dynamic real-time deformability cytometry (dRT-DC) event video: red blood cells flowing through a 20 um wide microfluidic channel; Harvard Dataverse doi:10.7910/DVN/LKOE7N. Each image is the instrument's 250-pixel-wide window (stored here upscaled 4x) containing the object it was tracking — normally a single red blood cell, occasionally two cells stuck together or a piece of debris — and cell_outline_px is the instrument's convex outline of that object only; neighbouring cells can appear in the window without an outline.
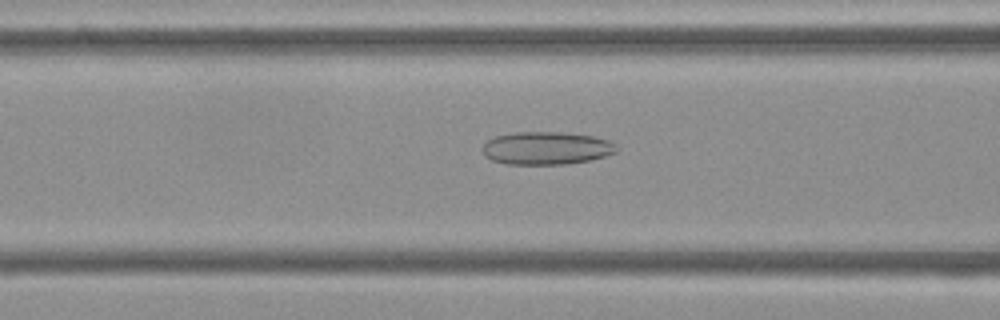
{"species": "Egyptian fruit bat (a non-hibernating species)", "species_latin": "Rousettus aegyptiacus", "temperature_condition": "cold", "stored_images_in_passage": 28, "camera_frame_rate_fps": 3000, "um_per_image_px": 0.085, "frame": {"image": 1, "passage_image": 6, "time_ms": 1.667, "image_size_px": [1000, 320], "cell_outline_px": [[616, 152], [592, 160], [568, 164], [504, 164], [492, 160], [484, 156], [484, 144], [488, 140], [496, 136], [516, 132], [560, 132], [592, 136], [608, 140], [616, 144]], "centroid_in_image_um": [46.45, 12.6], "position_along_channel_um": 120.2, "area_um2": 25.61}}
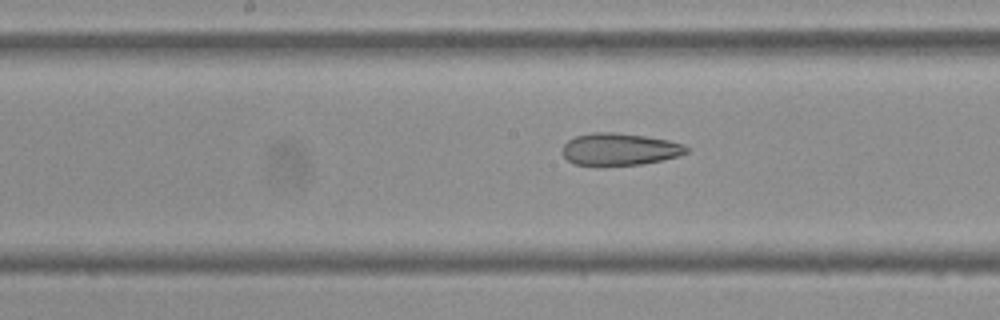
{"frame": {"image": 2, "passage_image": 12, "time_ms": 3.667, "image_size_px": [1000, 320], "cell_outline_px": [[688, 152], [676, 156], [660, 160], [640, 164], [576, 164], [568, 160], [564, 156], [564, 144], [568, 140], [576, 136], [592, 132], [616, 132], [644, 136], [668, 140], [684, 144], [688, 148]], "centroid_in_image_um": [52.68, 12.66], "position_along_channel_um": 195.5, "area_um2": 22.66}}
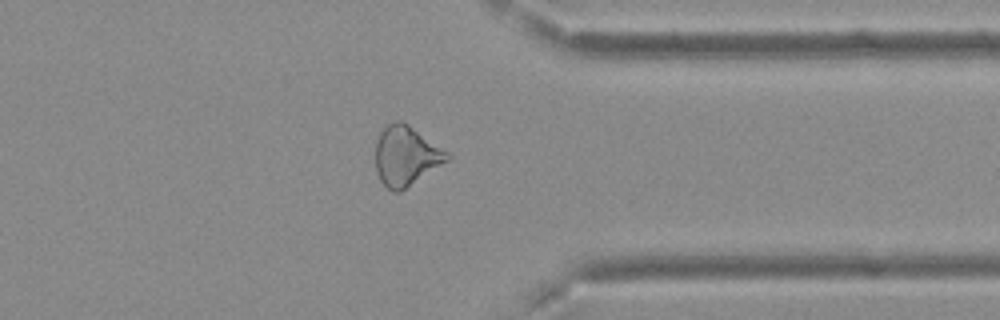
{"frame": {"image": 3, "passage_image": 27, "time_ms": 8.667, "image_size_px": [1000, 320], "cell_outline_px": [[452, 156], [448, 160], [400, 192], [392, 192], [380, 180], [376, 172], [376, 140], [380, 132], [388, 124], [396, 120], [400, 120], [408, 124], [448, 152]], "centroid_in_image_um": [34.49, 13.25], "position_along_channel_um": 376.9, "area_um2": 24.68}}